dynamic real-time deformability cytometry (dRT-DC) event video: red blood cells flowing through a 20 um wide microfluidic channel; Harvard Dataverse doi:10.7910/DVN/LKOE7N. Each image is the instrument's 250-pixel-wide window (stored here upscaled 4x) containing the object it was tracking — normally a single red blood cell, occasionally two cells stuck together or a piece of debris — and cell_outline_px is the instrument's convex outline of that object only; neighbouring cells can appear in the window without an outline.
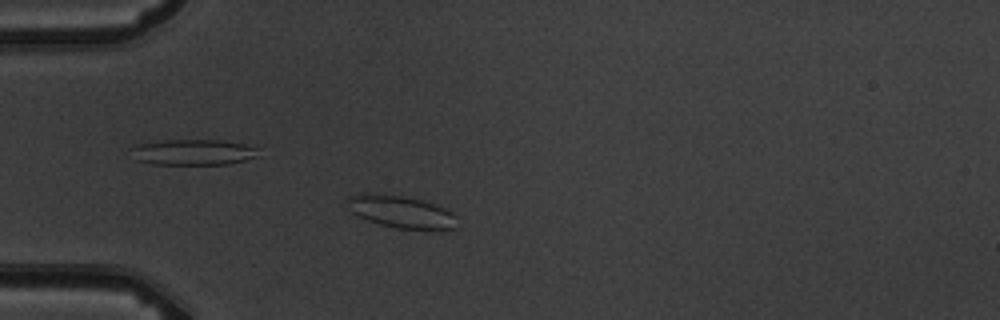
{"species": "common noctule bat (a hibernating species)", "species_latin": "Nyctalus noctula", "temperature_condition": "warm", "stored_images_in_passage": 2, "camera_frame_rate_fps": 3000, "um_per_image_px": 0.085, "animal": {"sex": "male", "body_mass_g": 19.5, "forearm_length_mm": 54.6}, "frame": {"image": 1, "passage_image": 1, "time_ms": 0.0, "image_size_px": [1000, 320], "cell_outline_px": [[456, 228], [396, 228], [380, 224], [356, 216], [344, 204], [348, 196], [356, 192], [376, 192], [400, 196], [420, 200], [444, 208], [452, 212], [456, 216]], "centroid_in_image_um": [33.95, 17.96], "position_along_channel_um": 51.1, "area_um2": 20.63}}